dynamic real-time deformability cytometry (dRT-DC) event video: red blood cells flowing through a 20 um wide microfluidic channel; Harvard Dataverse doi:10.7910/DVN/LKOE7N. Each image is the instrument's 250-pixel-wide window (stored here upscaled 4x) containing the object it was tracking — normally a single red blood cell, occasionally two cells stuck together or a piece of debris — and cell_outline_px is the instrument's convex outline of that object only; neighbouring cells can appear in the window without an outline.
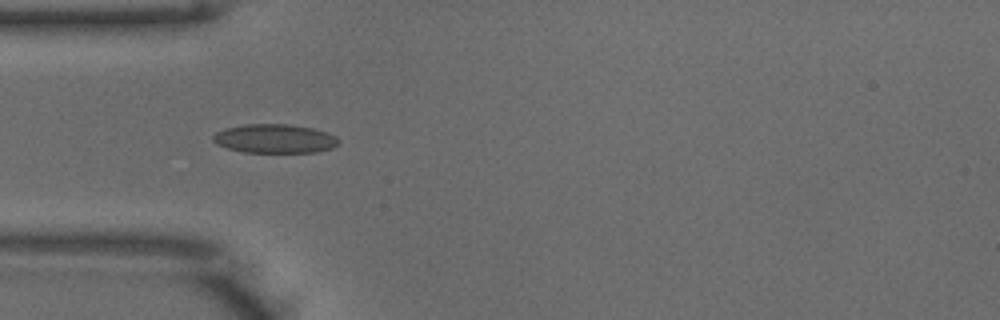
{"species": "common noctule bat (a hibernating species)", "species_latin": "Nyctalus noctula", "temperature_condition": "warm", "stored_images_in_passage": 12, "camera_frame_rate_fps": 3000, "um_per_image_px": 0.085, "animal": {"sex": "male", "body_mass_g": 18.8}, "frame": {"image": 1, "passage_image": 1, "time_ms": 0.0, "image_size_px": [1000, 320], "cell_outline_px": [[340, 140], [332, 148], [316, 152], [244, 152], [228, 148], [216, 144], [212, 140], [212, 136], [216, 132], [224, 128], [244, 124], [292, 124], [312, 128], [328, 132], [336, 136]], "centroid_in_image_um": [23.34, 11.77], "position_along_channel_um": 61.7, "area_um2": 21.27}}
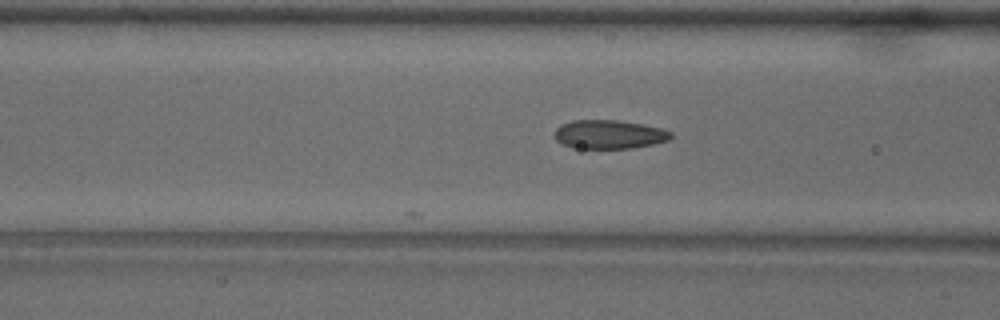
{"frame": {"image": 2, "passage_image": 5, "time_ms": 1.333, "image_size_px": [1000, 320], "cell_outline_px": [[672, 136], [668, 140], [652, 144], [632, 148], [572, 148], [560, 144], [556, 140], [556, 128], [560, 124], [572, 120], [620, 120], [660, 128], [672, 132]], "centroid_in_image_um": [51.74, 11.42], "position_along_channel_um": 114.9, "area_um2": 19.48}}
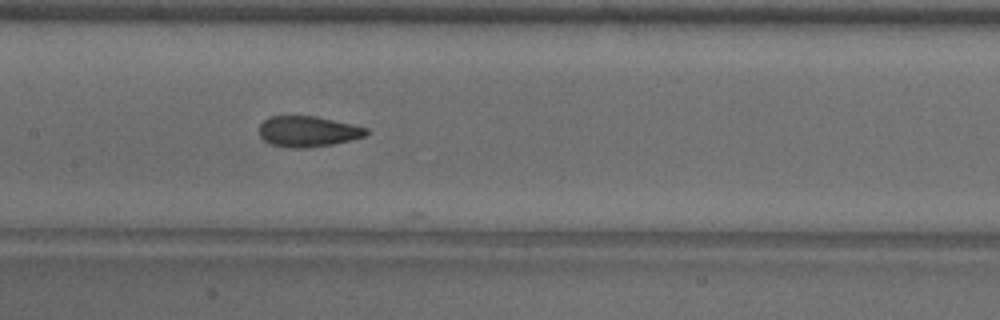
{"frame": {"image": 3, "passage_image": 10, "time_ms": 3.0, "image_size_px": [1000, 320], "cell_outline_px": [[368, 132], [364, 136], [332, 144], [304, 148], [296, 148], [272, 144], [264, 140], [260, 136], [260, 124], [264, 120], [272, 116], [316, 116], [352, 124], [368, 128]], "centroid_in_image_um": [26.17, 11.16], "position_along_channel_um": 181.2, "area_um2": 18.84}}